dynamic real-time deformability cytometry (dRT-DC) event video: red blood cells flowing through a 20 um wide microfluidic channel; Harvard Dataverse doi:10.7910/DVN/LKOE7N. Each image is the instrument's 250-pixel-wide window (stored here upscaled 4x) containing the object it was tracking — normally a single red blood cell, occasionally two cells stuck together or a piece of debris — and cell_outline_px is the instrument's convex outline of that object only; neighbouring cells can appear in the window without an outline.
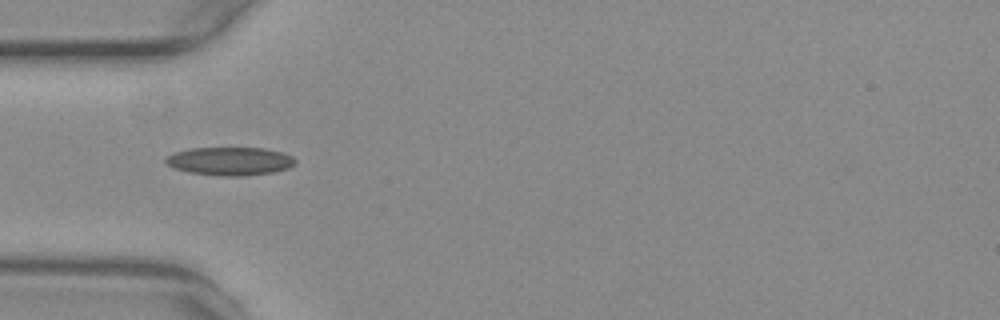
{"species": "common noctule bat (a hibernating species)", "species_latin": "Nyctalus noctula", "temperature_condition": "warm", "stored_images_in_passage": 39, "camera_frame_rate_fps": 3000, "um_per_image_px": 0.085, "animal": {"sex": "female", "body_mass_g": 29.2, "forearm_length_mm": 56.3}, "frame": {"image": 1, "passage_image": 1, "time_ms": 0.0, "image_size_px": [1000, 320], "cell_outline_px": [[296, 164], [288, 168], [272, 172], [244, 176], [216, 176], [188, 172], [172, 168], [164, 160], [168, 156], [176, 152], [192, 148], [264, 148], [280, 152], [292, 156], [296, 160]], "centroid_in_image_um": [19.55, 13.71], "position_along_channel_um": 65.5, "area_um2": 21.33}}
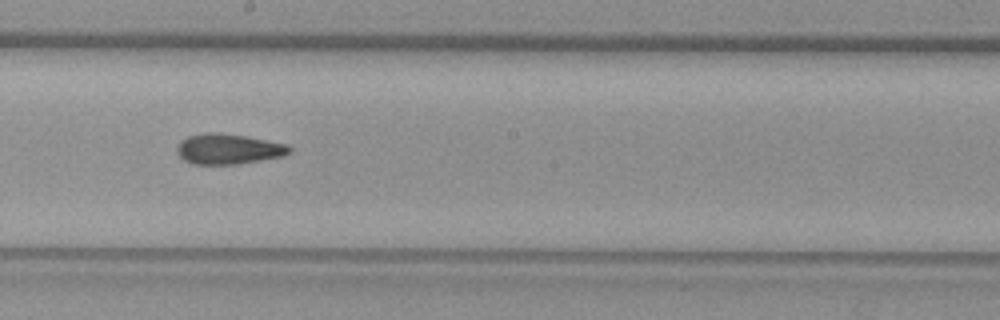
{"frame": {"image": 2, "passage_image": 14, "time_ms": 4.333, "image_size_px": [1000, 320], "cell_outline_px": [[292, 152], [284, 156], [236, 164], [192, 164], [184, 160], [176, 152], [176, 148], [180, 140], [188, 136], [204, 132], [216, 132], [248, 136], [288, 144], [292, 148]], "centroid_in_image_um": [19.42, 12.65], "position_along_channel_um": 228.8, "area_um2": 20.17}}
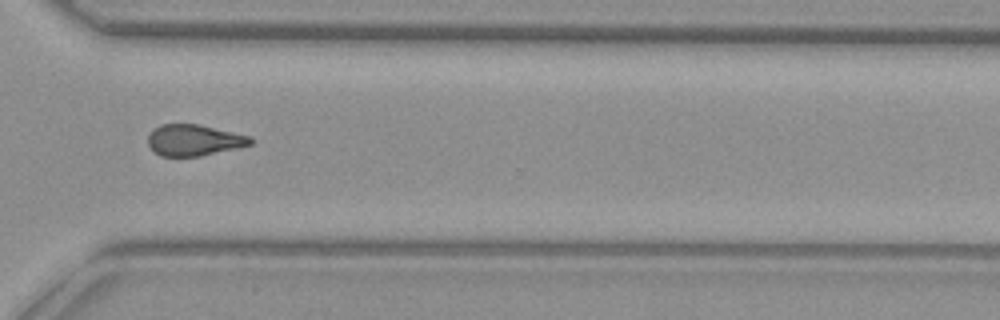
{"frame": {"image": 3, "passage_image": 24, "time_ms": 7.667, "image_size_px": [1000, 320], "cell_outline_px": [[256, 140], [252, 144], [240, 148], [200, 156], [160, 156], [148, 144], [148, 136], [160, 124], [200, 124], [252, 136]], "centroid_in_image_um": [16.58, 11.91], "position_along_channel_um": 354.0, "area_um2": 18.84}, "authors_computed_cell_mechanics": {"area_um2": 19.5364, "velocity_mm_per_s": 3.7638, "shape_relaxation_time_tau1_ms": null, "shape_relaxation_time_tau2_ms": 3.4026, "deformation_change_tau1": null, "deformation_change_tau2": 0.1097}}